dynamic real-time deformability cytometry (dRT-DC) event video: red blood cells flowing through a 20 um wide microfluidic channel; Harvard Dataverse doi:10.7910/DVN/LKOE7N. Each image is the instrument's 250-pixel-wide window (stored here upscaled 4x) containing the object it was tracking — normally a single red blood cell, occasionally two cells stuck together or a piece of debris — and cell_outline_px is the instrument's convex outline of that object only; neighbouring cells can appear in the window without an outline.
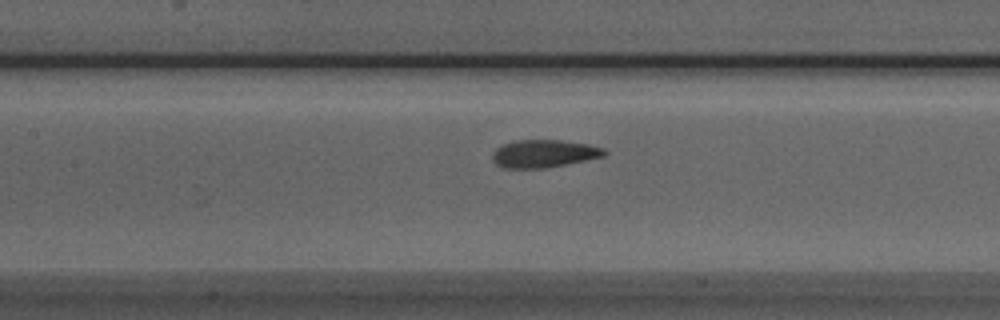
{"species": "Egyptian fruit bat (a non-hibernating species)", "species_latin": "Rousettus aegyptiacus", "temperature_condition": "room temperature", "stored_images_in_passage": 38, "camera_frame_rate_fps": 3000, "um_per_image_px": 0.085, "animal": {"sex": "male"}, "frame": {"image": 1, "passage_image": 11, "time_ms": 3.333, "image_size_px": [1000, 320], "cell_outline_px": [[608, 152], [604, 156], [544, 168], [504, 168], [496, 164], [492, 160], [492, 152], [500, 144], [512, 140], [560, 140], [588, 144], [604, 148]], "centroid_in_image_um": [46.18, 13.04], "position_along_channel_um": 161.2, "area_um2": 18.15}}
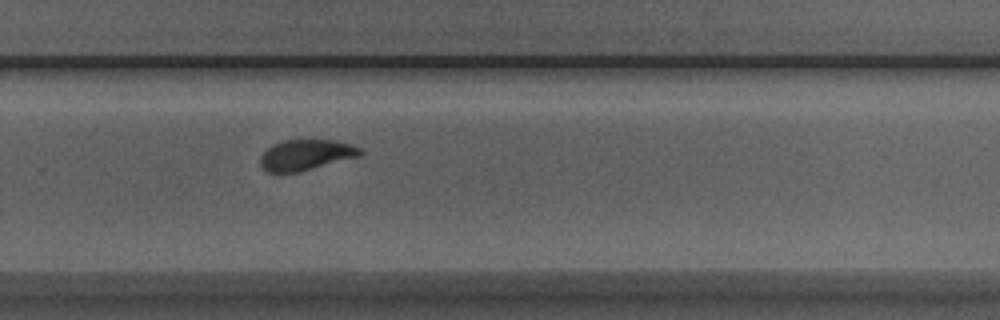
{"frame": {"image": 2, "passage_image": 22, "time_ms": 7.0, "image_size_px": [1000, 320], "cell_outline_px": [[364, 152], [360, 156], [296, 172], [268, 172], [260, 164], [260, 156], [272, 144], [284, 140], [336, 140], [352, 144], [360, 148]], "centroid_in_image_um": [26.02, 13.15], "position_along_channel_um": 303.8, "area_um2": 17.69}}
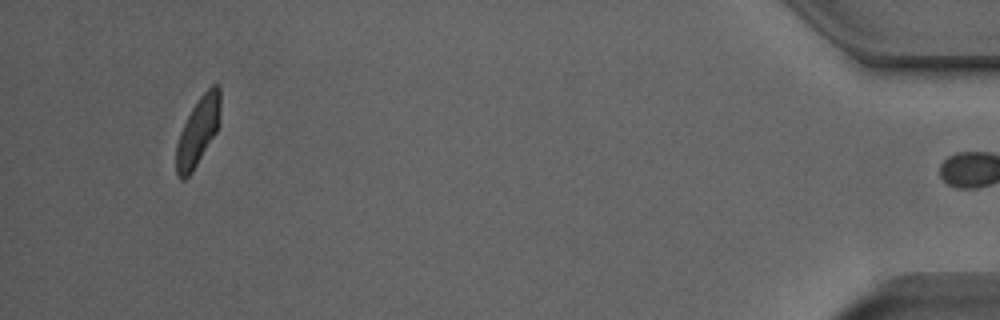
{"frame": {"image": 3, "passage_image": 37, "time_ms": 12.0, "image_size_px": [1000, 320], "cell_outline_px": [[220, 120], [216, 132], [192, 172], [184, 180], [180, 180], [176, 172], [176, 144], [180, 132], [192, 108], [200, 96], [212, 84], [216, 84], [220, 88]], "centroid_in_image_um": [16.83, 11.16], "position_along_channel_um": 418.4, "area_um2": 17.46}, "authors_computed_cell_mechanics": {"area_um2": 18.1781, "velocity_mm_per_s": 3.902, "shape_relaxation_time_tau1_ms": 3.6272, "shape_relaxation_time_tau2_ms": 0.8537, "deformation_change_tau1": 0.148, "deformation_change_tau2": 0.0589}}